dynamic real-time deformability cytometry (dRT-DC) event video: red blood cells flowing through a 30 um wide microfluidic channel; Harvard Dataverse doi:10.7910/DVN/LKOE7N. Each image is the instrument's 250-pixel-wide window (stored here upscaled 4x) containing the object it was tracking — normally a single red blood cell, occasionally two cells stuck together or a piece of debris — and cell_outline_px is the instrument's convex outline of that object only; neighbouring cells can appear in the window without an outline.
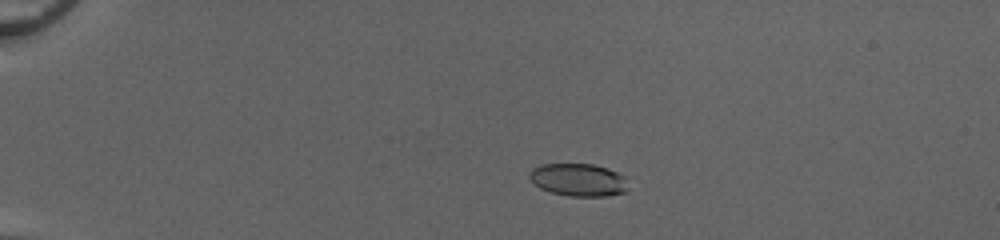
{"species": "common noctule bat (a hibernating species)", "species_latin": "Nyctalus noctula", "temperature_condition": "cold", "stored_images_in_passage": 41, "camera_frame_rate_fps": 3000, "um_per_image_px": 0.085, "animal": {"sex": "female", "body_mass_g": 20.0, "forearm_length_mm": 54.0}, "frame": {"image": 1, "passage_image": 1, "time_ms": 0.0, "image_size_px": [1000, 240], "cell_outline_px": [[628, 188], [624, 192], [608, 196], [568, 196], [552, 192], [540, 188], [528, 176], [528, 172], [532, 168], [540, 164], [592, 164], [608, 168], [624, 176]], "centroid_in_image_um": [49.15, 15.28], "position_along_channel_um": 35.8, "area_um2": 18.79}}
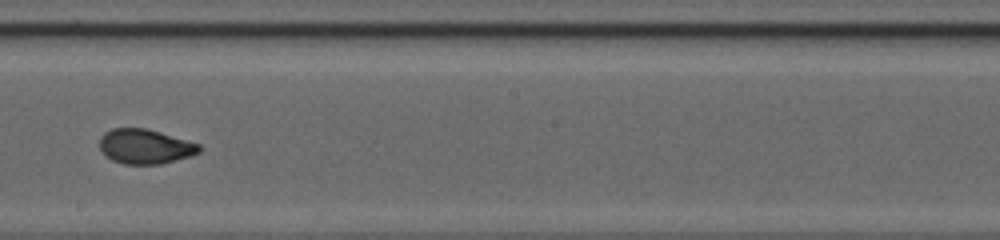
{"frame": {"image": 2, "passage_image": 21, "time_ms": 6.667, "image_size_px": [1000, 240], "cell_outline_px": [[200, 152], [188, 156], [160, 164], [124, 164], [112, 160], [100, 148], [100, 136], [104, 132], [112, 128], [144, 128], [160, 132], [200, 144]], "centroid_in_image_um": [12.31, 12.44], "position_along_channel_um": 235.9, "area_um2": 19.88}}
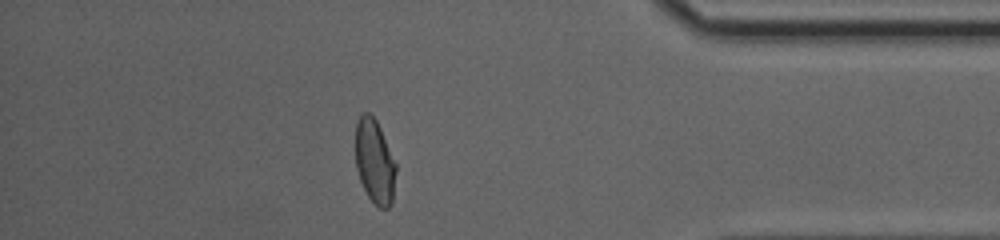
{"frame": {"image": 3, "passage_image": 35, "time_ms": 11.333, "image_size_px": [1000, 240], "cell_outline_px": [[396, 172], [392, 204], [388, 208], [380, 208], [368, 196], [360, 180], [356, 168], [356, 124], [360, 116], [364, 112], [368, 112], [376, 120], [380, 128], [396, 164]], "centroid_in_image_um": [31.85, 13.74], "position_along_channel_um": 403.3, "area_um2": 19.65}, "authors_computed_cell_mechanics": {"area_um2": 20.2878, "velocity_mm_per_s": 4.1242, "shape_relaxation_time_tau1_ms": 8.7967, "shape_relaxation_time_tau2_ms": 0.8992, "deformation_change_tau1": 0.2467, "deformation_change_tau2": 0.0612}}